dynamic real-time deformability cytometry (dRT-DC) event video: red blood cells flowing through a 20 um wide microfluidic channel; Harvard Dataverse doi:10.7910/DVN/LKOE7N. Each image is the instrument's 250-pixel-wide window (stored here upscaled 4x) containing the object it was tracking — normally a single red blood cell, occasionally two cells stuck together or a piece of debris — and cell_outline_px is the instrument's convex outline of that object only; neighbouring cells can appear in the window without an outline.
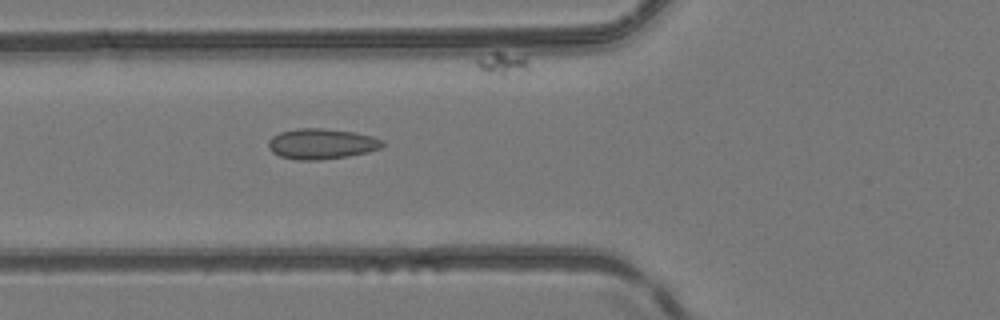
{"species": "common noctule bat (a hibernating species)", "species_latin": "Nyctalus noctula", "temperature_condition": "room temperature", "stored_images_in_passage": 14, "camera_frame_rate_fps": 3000, "um_per_image_px": 0.085, "animal": {"sex": "female", "body_mass_g": 24.6, "forearm_length_mm": 56.2}, "frame": {"image": 1, "passage_image": 5, "time_ms": 5.333, "image_size_px": [1000, 320], "cell_outline_px": [[384, 144], [380, 148], [368, 152], [348, 156], [320, 160], [300, 160], [280, 156], [272, 152], [268, 148], [268, 140], [272, 136], [280, 132], [296, 128], [324, 128], [352, 132], [372, 136], [384, 140]], "centroid_in_image_um": [27.31, 12.22], "position_along_channel_um": 98.5, "area_um2": 20.35}}